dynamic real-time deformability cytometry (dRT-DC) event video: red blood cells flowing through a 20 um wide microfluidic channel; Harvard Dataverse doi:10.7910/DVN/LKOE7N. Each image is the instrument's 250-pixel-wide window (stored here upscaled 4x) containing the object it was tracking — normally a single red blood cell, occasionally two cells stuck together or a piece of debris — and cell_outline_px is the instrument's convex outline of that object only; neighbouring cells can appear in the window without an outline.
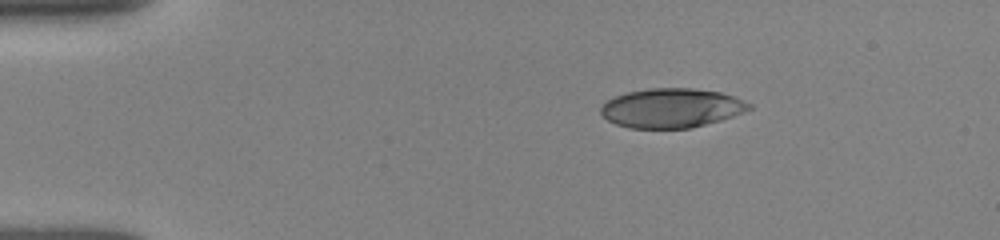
{"species": "human", "species_latin": "Homo sapiens", "temperature_condition": "room temperature", "stored_images_in_passage": 12, "camera_frame_rate_fps": 3000, "um_per_image_px": 0.085, "donor": {"sex": "female"}, "frame": {"image": 1, "passage_image": 1, "time_ms": 0.0, "image_size_px": [1000, 240], "cell_outline_px": [[752, 108], [732, 116], [720, 120], [692, 128], [628, 128], [616, 124], [608, 120], [600, 112], [600, 108], [608, 100], [616, 96], [628, 92], [648, 88], [692, 88], [720, 92], [744, 100], [752, 104]], "centroid_in_image_um": [57.08, 9.18], "position_along_channel_um": 27.9, "area_um2": 33.81}}
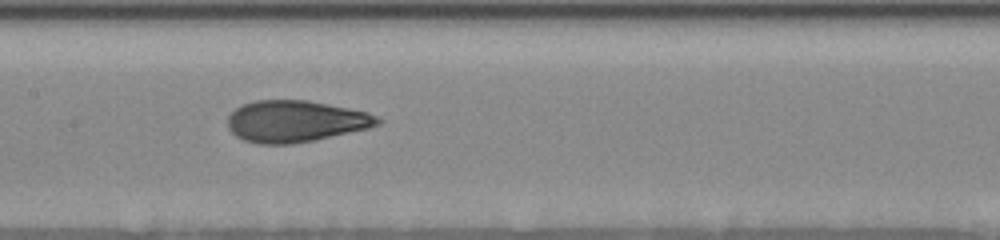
{"frame": {"image": 2, "passage_image": 9, "time_ms": 5.667, "image_size_px": [1000, 240], "cell_outline_px": [[384, 120], [380, 124], [368, 128], [312, 140], [292, 144], [260, 144], [244, 140], [236, 136], [228, 128], [228, 116], [236, 108], [244, 104], [256, 100], [304, 100], [368, 112]], "centroid_in_image_um": [25.1, 10.31], "position_along_channel_um": 182.3, "area_um2": 35.95}}
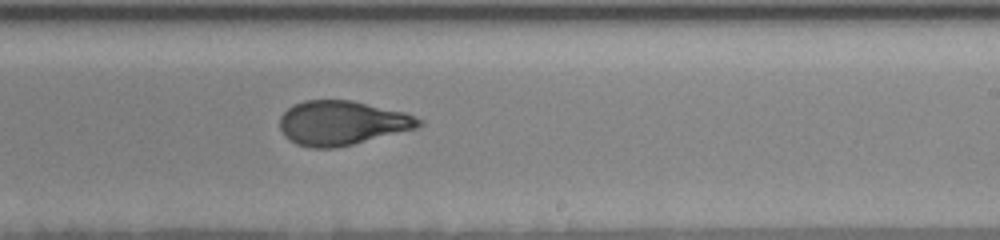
{"frame": {"image": 3, "passage_image": 12, "time_ms": 7.667, "image_size_px": [1000, 240], "cell_outline_px": [[424, 124], [416, 128], [336, 148], [312, 148], [296, 144], [288, 140], [284, 136], [280, 128], [280, 116], [292, 104], [304, 100], [352, 100], [404, 112], [424, 120]], "centroid_in_image_um": [29.04, 10.44], "position_along_channel_um": 260.0, "area_um2": 35.95}}